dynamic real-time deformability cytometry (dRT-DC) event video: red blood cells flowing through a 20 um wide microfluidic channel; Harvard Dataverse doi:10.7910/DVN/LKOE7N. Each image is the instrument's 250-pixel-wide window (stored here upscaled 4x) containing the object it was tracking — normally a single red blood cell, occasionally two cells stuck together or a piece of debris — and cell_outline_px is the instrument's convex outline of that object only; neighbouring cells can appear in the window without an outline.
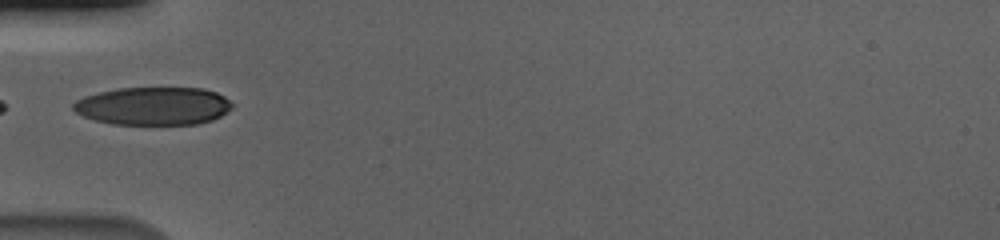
{"species": "human", "species_latin": "Homo sapiens", "temperature_condition": "cold", "stored_images_in_passage": 39, "camera_frame_rate_fps": 3000, "um_per_image_px": 0.085, "donor": {"sex": "male"}, "frame": {"image": 1, "passage_image": 1, "time_ms": 0.0, "image_size_px": [1000, 240], "cell_outline_px": [[232, 108], [220, 116], [212, 120], [196, 124], [112, 124], [96, 120], [84, 116], [76, 112], [72, 108], [72, 104], [76, 100], [84, 96], [116, 88], [204, 88], [216, 92], [224, 96], [232, 104]], "centroid_in_image_um": [13.03, 9.0], "position_along_channel_um": 72.0, "area_um2": 35.14}}
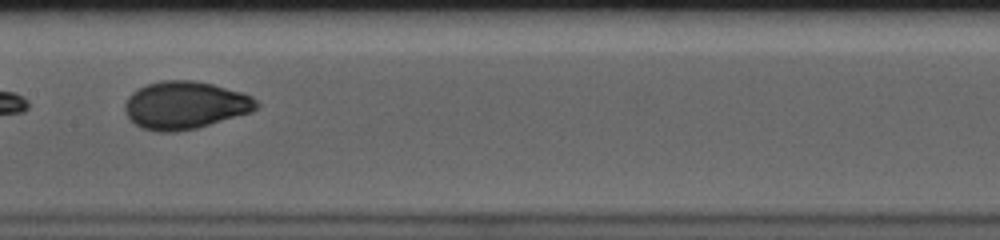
{"frame": {"image": 2, "passage_image": 11, "time_ms": 3.333, "image_size_px": [1000, 240], "cell_outline_px": [[260, 104], [252, 112], [196, 128], [176, 132], [156, 132], [144, 128], [136, 124], [128, 116], [124, 108], [124, 104], [128, 96], [132, 92], [148, 84], [164, 80], [192, 80], [212, 84], [240, 92], [252, 96]], "centroid_in_image_um": [15.74, 8.94], "position_along_channel_um": 191.7, "area_um2": 36.36}}
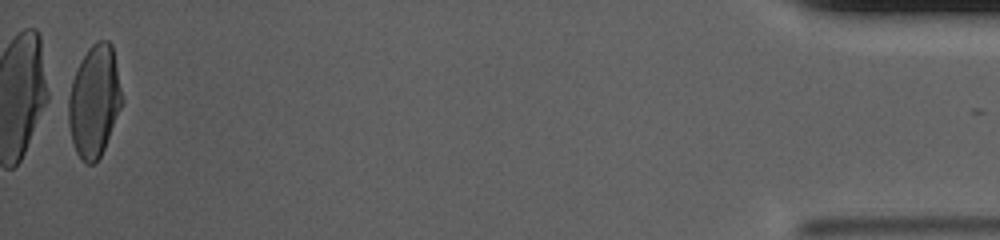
{"frame": {"image": 3, "passage_image": 38, "time_ms": 12.333, "image_size_px": [1000, 240], "cell_outline_px": [[124, 100], [104, 148], [100, 156], [92, 164], [84, 164], [80, 160], [76, 152], [72, 140], [68, 124], [64, 100], [80, 60], [88, 48], [92, 44], [100, 40], [108, 40], [112, 44]], "centroid_in_image_um": [7.97, 8.59], "position_along_channel_um": 427.2, "area_um2": 35.6}, "authors_computed_cell_mechanics": {"area_um2": 35.1424, "velocity_mm_per_s": 3.5797, "shape_relaxation_time_tau1_ms": 4.1797, "shape_relaxation_time_tau2_ms": null, "deformation_change_tau1": 0.1737, "deformation_change_tau2": null}}